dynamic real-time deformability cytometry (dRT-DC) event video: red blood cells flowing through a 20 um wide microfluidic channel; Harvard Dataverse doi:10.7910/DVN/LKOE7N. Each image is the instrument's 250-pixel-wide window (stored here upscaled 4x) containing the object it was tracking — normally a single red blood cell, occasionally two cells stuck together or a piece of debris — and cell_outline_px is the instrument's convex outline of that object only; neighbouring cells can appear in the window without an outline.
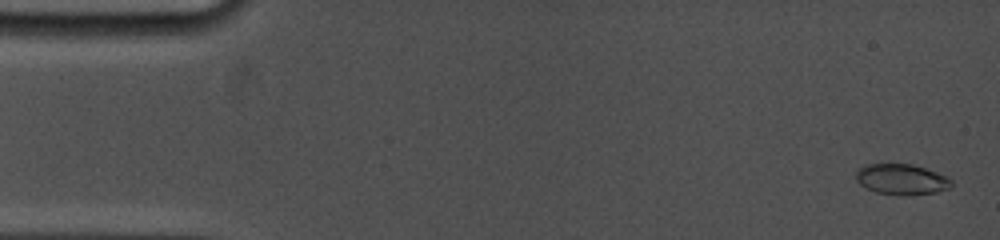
{"species": "common noctule bat (a hibernating species)", "species_latin": "Nyctalus noctula", "temperature_condition": "cold", "stored_images_in_passage": 43, "camera_frame_rate_fps": 5000, "um_per_image_px": 0.085, "animal": {"sex": "female", "body_mass_g": 19.0, "forearm_length_mm": 53.3}, "frame": {"image": 1, "passage_image": 2, "time_ms": 0.4, "image_size_px": [1000, 240], "cell_outline_px": [[952, 184], [948, 188], [936, 192], [908, 196], [900, 196], [876, 192], [864, 188], [856, 180], [856, 172], [864, 164], [912, 164], [948, 176], [952, 180]], "centroid_in_image_um": [76.62, 15.26], "position_along_channel_um": 8.4, "area_um2": 17.22}}
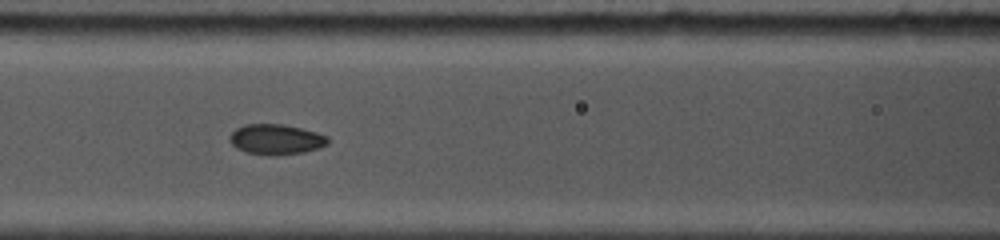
{"frame": {"image": 2, "passage_image": 28, "time_ms": 7.2, "image_size_px": [1000, 240], "cell_outline_px": [[328, 144], [320, 148], [304, 152], [276, 156], [268, 156], [248, 152], [236, 148], [228, 140], [228, 136], [236, 128], [244, 124], [284, 124], [316, 132], [328, 136]], "centroid_in_image_um": [23.45, 11.85], "position_along_channel_um": 143.2, "area_um2": 17.57}}
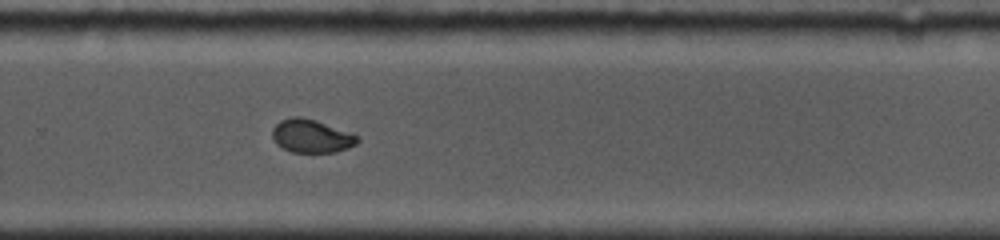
{"frame": {"image": 3, "passage_image": 43, "time_ms": 11.4, "image_size_px": [1000, 240], "cell_outline_px": [[360, 140], [356, 144], [348, 148], [336, 152], [292, 152], [276, 144], [272, 136], [272, 128], [280, 120], [292, 116], [300, 116], [316, 120], [356, 136]], "centroid_in_image_um": [26.42, 11.56], "position_along_channel_um": 303.4, "area_um2": 16.3}}